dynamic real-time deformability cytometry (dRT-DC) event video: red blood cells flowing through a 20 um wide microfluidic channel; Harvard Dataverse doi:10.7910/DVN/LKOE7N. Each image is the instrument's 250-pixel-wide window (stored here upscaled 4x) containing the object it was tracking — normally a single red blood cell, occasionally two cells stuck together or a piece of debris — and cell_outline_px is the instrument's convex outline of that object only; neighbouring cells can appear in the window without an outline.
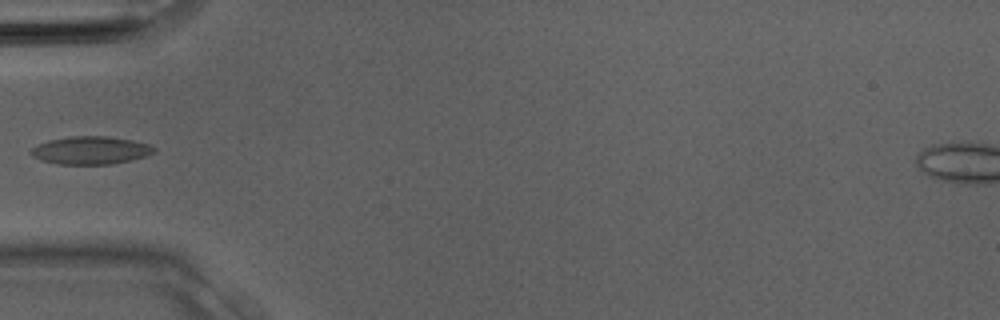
{"species": "Egyptian fruit bat (a non-hibernating species)", "species_latin": "Rousettus aegyptiacus", "temperature_condition": "room temperature", "stored_images_in_passage": 2, "camera_frame_rate_fps": 3000, "um_per_image_px": 0.085, "animal": {"sex": "male"}, "frame": {"image": 1, "passage_image": 2, "time_ms": 0.333, "image_size_px": [1000, 320], "cell_outline_px": [[156, 152], [148, 156], [132, 160], [112, 164], [56, 164], [40, 160], [32, 156], [28, 152], [32, 148], [48, 140], [72, 136], [104, 136], [132, 140], [148, 144], [156, 148]], "centroid_in_image_um": [7.72, 12.79], "position_along_channel_um": 77.3, "area_um2": 20.11}}